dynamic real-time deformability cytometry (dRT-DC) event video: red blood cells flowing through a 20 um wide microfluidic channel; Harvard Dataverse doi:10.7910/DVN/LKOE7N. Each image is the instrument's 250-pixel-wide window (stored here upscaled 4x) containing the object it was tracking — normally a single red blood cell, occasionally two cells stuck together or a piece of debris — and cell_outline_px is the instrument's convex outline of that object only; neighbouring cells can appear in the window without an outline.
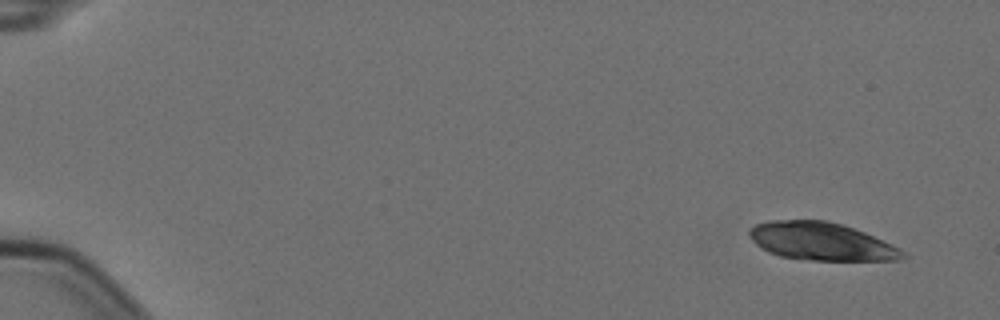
{"species": "Egyptian fruit bat (a non-hibernating species)", "species_latin": "Rousettus aegyptiacus", "temperature_condition": "cold", "stored_images_in_passage": 5, "camera_frame_rate_fps": 3000, "um_per_image_px": 0.085, "animal": {"sex": "female"}, "frame": {"image": 1, "passage_image": 1, "time_ms": 0.0, "image_size_px": [1000, 320], "cell_outline_px": [[908, 256], [900, 260], [812, 260], [780, 256], [768, 252], [760, 248], [748, 236], [748, 232], [756, 224], [768, 220], [828, 220], [864, 232], [892, 244], [908, 252]], "centroid_in_image_um": [69.82, 20.52], "position_along_channel_um": 15.2, "area_um2": 33.93}}